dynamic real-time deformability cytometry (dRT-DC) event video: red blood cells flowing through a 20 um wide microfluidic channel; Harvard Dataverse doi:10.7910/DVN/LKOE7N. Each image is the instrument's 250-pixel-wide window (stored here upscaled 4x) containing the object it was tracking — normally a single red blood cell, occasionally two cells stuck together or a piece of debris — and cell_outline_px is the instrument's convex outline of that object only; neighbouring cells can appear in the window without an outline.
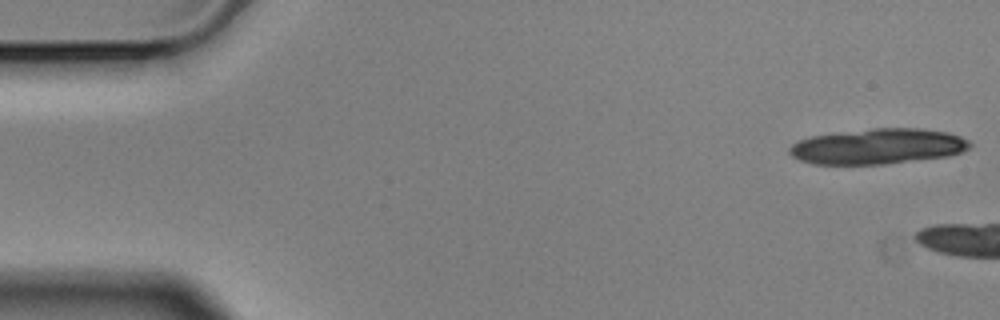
{"species": "Egyptian fruit bat (a non-hibernating species)", "species_latin": "Rousettus aegyptiacus", "temperature_condition": "cold", "stored_images_in_passage": 3, "camera_frame_rate_fps": 3000, "um_per_image_px": 0.085, "animal": {"sex": "male"}, "frame": {"image": 1, "passage_image": 1, "time_ms": 0.0, "image_size_px": [1000, 320], "cell_outline_px": [[972, 144], [968, 148], [960, 152], [948, 156], [884, 164], [812, 164], [800, 160], [792, 156], [788, 152], [788, 148], [792, 144], [800, 140], [812, 136], [872, 128], [920, 128], [948, 132], [960, 136], [968, 140]], "centroid_in_image_um": [74.61, 12.44], "position_along_channel_um": 10.4, "area_um2": 37.17}}